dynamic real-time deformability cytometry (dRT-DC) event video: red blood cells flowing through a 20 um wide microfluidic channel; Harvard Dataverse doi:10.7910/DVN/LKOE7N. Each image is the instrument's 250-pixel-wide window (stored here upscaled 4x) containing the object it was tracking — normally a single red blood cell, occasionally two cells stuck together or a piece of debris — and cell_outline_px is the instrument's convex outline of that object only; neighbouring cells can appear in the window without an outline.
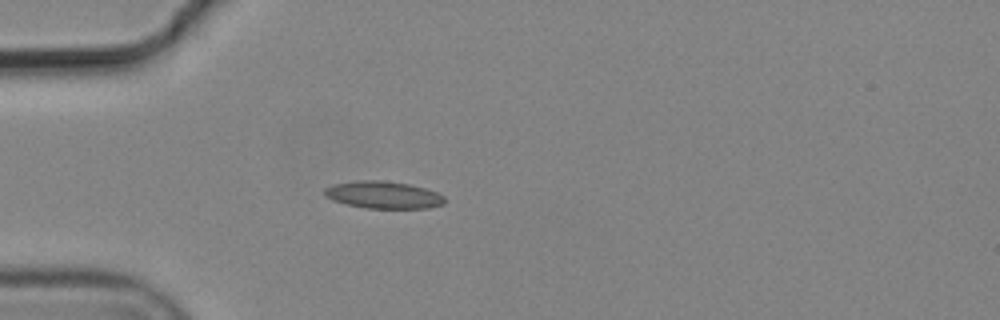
{"species": "common noctule bat (a hibernating species)", "species_latin": "Nyctalus noctula", "temperature_condition": "cold", "stored_images_in_passage": 1, "camera_frame_rate_fps": 3000, "um_per_image_px": 0.085, "animal": {"sex": "male", "body_mass_g": 19.2, "forearm_length_mm": 51.8}, "frame": {"image": 1, "passage_image": 1, "time_ms": 0.0, "image_size_px": [1000, 320], "cell_outline_px": [[444, 204], [428, 208], [364, 208], [332, 200], [324, 196], [324, 188], [332, 184], [356, 180], [384, 180], [408, 184], [424, 188], [436, 192], [444, 196]], "centroid_in_image_um": [32.55, 16.56], "position_along_channel_um": 52.5, "area_um2": 19.13}}